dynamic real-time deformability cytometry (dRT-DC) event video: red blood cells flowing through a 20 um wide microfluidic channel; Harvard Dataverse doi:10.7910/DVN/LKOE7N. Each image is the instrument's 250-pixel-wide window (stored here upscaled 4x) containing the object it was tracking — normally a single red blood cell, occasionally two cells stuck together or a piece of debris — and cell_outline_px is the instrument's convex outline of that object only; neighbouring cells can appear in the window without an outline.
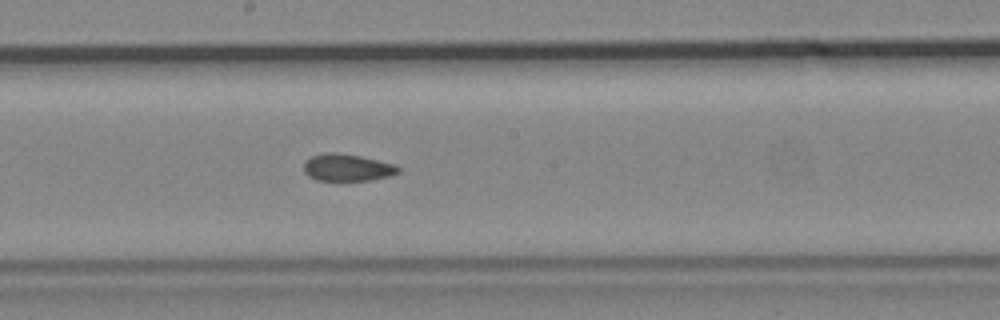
{"species": "common noctule bat (a hibernating species)", "species_latin": "Nyctalus noctula", "temperature_condition": "cold", "stored_images_in_passage": 9, "camera_frame_rate_fps": 3000, "um_per_image_px": 0.085, "animal": {"sex": "male", "body_mass_g": 19.2, "forearm_length_mm": 51.8}, "frame": {"image": 1, "passage_image": 9, "time_ms": 2.667, "image_size_px": [1000, 320], "cell_outline_px": [[400, 172], [388, 176], [368, 180], [316, 180], [308, 176], [304, 172], [304, 160], [312, 156], [324, 152], [336, 152], [360, 156], [396, 164], [400, 168]], "centroid_in_image_um": [29.49, 14.23], "position_along_channel_um": 218.7, "area_um2": 14.97}}